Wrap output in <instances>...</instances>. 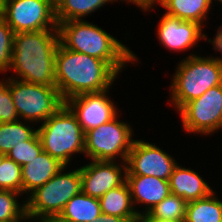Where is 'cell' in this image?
Segmentation results:
<instances>
[{"instance_id":"6da1fadb","label":"cell","mask_w":222,"mask_h":222,"mask_svg":"<svg viewBox=\"0 0 222 222\" xmlns=\"http://www.w3.org/2000/svg\"><path fill=\"white\" fill-rule=\"evenodd\" d=\"M117 76L104 60L69 50L59 43L55 54V83L64 102L84 93L109 90Z\"/></svg>"},{"instance_id":"7a4b0ae2","label":"cell","mask_w":222,"mask_h":222,"mask_svg":"<svg viewBox=\"0 0 222 222\" xmlns=\"http://www.w3.org/2000/svg\"><path fill=\"white\" fill-rule=\"evenodd\" d=\"M60 43L58 30L14 33L12 61L17 79L56 86L55 54Z\"/></svg>"},{"instance_id":"3957f363","label":"cell","mask_w":222,"mask_h":222,"mask_svg":"<svg viewBox=\"0 0 222 222\" xmlns=\"http://www.w3.org/2000/svg\"><path fill=\"white\" fill-rule=\"evenodd\" d=\"M60 43L67 49L104 60L118 74L137 56L112 35L85 20H70L58 24ZM133 61V62H132Z\"/></svg>"},{"instance_id":"277c9868","label":"cell","mask_w":222,"mask_h":222,"mask_svg":"<svg viewBox=\"0 0 222 222\" xmlns=\"http://www.w3.org/2000/svg\"><path fill=\"white\" fill-rule=\"evenodd\" d=\"M176 69L170 86V100L178 111L210 88L222 84V62L213 56L190 54Z\"/></svg>"},{"instance_id":"5b68a950","label":"cell","mask_w":222,"mask_h":222,"mask_svg":"<svg viewBox=\"0 0 222 222\" xmlns=\"http://www.w3.org/2000/svg\"><path fill=\"white\" fill-rule=\"evenodd\" d=\"M37 134L43 151L66 167L72 154H84L85 133L65 103L38 127Z\"/></svg>"},{"instance_id":"8992f818","label":"cell","mask_w":222,"mask_h":222,"mask_svg":"<svg viewBox=\"0 0 222 222\" xmlns=\"http://www.w3.org/2000/svg\"><path fill=\"white\" fill-rule=\"evenodd\" d=\"M66 166L43 186L36 188L25 200L26 215L32 218L56 219L67 202L81 189L80 167L62 173Z\"/></svg>"},{"instance_id":"52a82bcc","label":"cell","mask_w":222,"mask_h":222,"mask_svg":"<svg viewBox=\"0 0 222 222\" xmlns=\"http://www.w3.org/2000/svg\"><path fill=\"white\" fill-rule=\"evenodd\" d=\"M9 89L18 117L23 118V121L42 123L64 104L56 86L29 83L10 77Z\"/></svg>"},{"instance_id":"ba28073f","label":"cell","mask_w":222,"mask_h":222,"mask_svg":"<svg viewBox=\"0 0 222 222\" xmlns=\"http://www.w3.org/2000/svg\"><path fill=\"white\" fill-rule=\"evenodd\" d=\"M117 117L85 133L84 155L96 161H115L120 157L126 162L135 140L130 125Z\"/></svg>"},{"instance_id":"9c48e42d","label":"cell","mask_w":222,"mask_h":222,"mask_svg":"<svg viewBox=\"0 0 222 222\" xmlns=\"http://www.w3.org/2000/svg\"><path fill=\"white\" fill-rule=\"evenodd\" d=\"M1 15L14 33L58 30L55 0H4Z\"/></svg>"},{"instance_id":"30bf717a","label":"cell","mask_w":222,"mask_h":222,"mask_svg":"<svg viewBox=\"0 0 222 222\" xmlns=\"http://www.w3.org/2000/svg\"><path fill=\"white\" fill-rule=\"evenodd\" d=\"M177 112L188 133L209 135L218 131L222 128V84L210 88Z\"/></svg>"},{"instance_id":"8fae6325","label":"cell","mask_w":222,"mask_h":222,"mask_svg":"<svg viewBox=\"0 0 222 222\" xmlns=\"http://www.w3.org/2000/svg\"><path fill=\"white\" fill-rule=\"evenodd\" d=\"M155 144L135 140L126 159V175L155 176L168 180L178 164Z\"/></svg>"},{"instance_id":"7c38bea8","label":"cell","mask_w":222,"mask_h":222,"mask_svg":"<svg viewBox=\"0 0 222 222\" xmlns=\"http://www.w3.org/2000/svg\"><path fill=\"white\" fill-rule=\"evenodd\" d=\"M108 90L97 93H84L74 96L64 103L75 114L84 133L111 121L118 110L107 96Z\"/></svg>"},{"instance_id":"4fadbf2b","label":"cell","mask_w":222,"mask_h":222,"mask_svg":"<svg viewBox=\"0 0 222 222\" xmlns=\"http://www.w3.org/2000/svg\"><path fill=\"white\" fill-rule=\"evenodd\" d=\"M80 173L82 192L99 199L126 181V162L119 165L116 161L91 160L80 168Z\"/></svg>"},{"instance_id":"5bb4252c","label":"cell","mask_w":222,"mask_h":222,"mask_svg":"<svg viewBox=\"0 0 222 222\" xmlns=\"http://www.w3.org/2000/svg\"><path fill=\"white\" fill-rule=\"evenodd\" d=\"M157 34L158 40L165 48L177 52L189 50L200 39H207L199 23L181 20L167 14L161 17Z\"/></svg>"},{"instance_id":"9a60e30c","label":"cell","mask_w":222,"mask_h":222,"mask_svg":"<svg viewBox=\"0 0 222 222\" xmlns=\"http://www.w3.org/2000/svg\"><path fill=\"white\" fill-rule=\"evenodd\" d=\"M126 183L130 189L134 209L138 203L146 204L141 216L147 214L170 194L169 181L155 176L126 175Z\"/></svg>"},{"instance_id":"2e32d148","label":"cell","mask_w":222,"mask_h":222,"mask_svg":"<svg viewBox=\"0 0 222 222\" xmlns=\"http://www.w3.org/2000/svg\"><path fill=\"white\" fill-rule=\"evenodd\" d=\"M64 165L50 154L42 151L29 163L21 167L22 174V194L33 192L36 188L43 186L54 175H56Z\"/></svg>"},{"instance_id":"e0dca14e","label":"cell","mask_w":222,"mask_h":222,"mask_svg":"<svg viewBox=\"0 0 222 222\" xmlns=\"http://www.w3.org/2000/svg\"><path fill=\"white\" fill-rule=\"evenodd\" d=\"M170 193L186 202L198 200L213 192L196 171L176 165L169 179Z\"/></svg>"},{"instance_id":"ac0fdd59","label":"cell","mask_w":222,"mask_h":222,"mask_svg":"<svg viewBox=\"0 0 222 222\" xmlns=\"http://www.w3.org/2000/svg\"><path fill=\"white\" fill-rule=\"evenodd\" d=\"M101 214L99 199L81 191L67 202L56 222H94Z\"/></svg>"},{"instance_id":"d6986e66","label":"cell","mask_w":222,"mask_h":222,"mask_svg":"<svg viewBox=\"0 0 222 222\" xmlns=\"http://www.w3.org/2000/svg\"><path fill=\"white\" fill-rule=\"evenodd\" d=\"M101 212L122 218H137L141 212L134 209L126 181L99 198Z\"/></svg>"},{"instance_id":"ffe728a7","label":"cell","mask_w":222,"mask_h":222,"mask_svg":"<svg viewBox=\"0 0 222 222\" xmlns=\"http://www.w3.org/2000/svg\"><path fill=\"white\" fill-rule=\"evenodd\" d=\"M211 0H161L160 6L165 8V14L185 21L202 25L210 11Z\"/></svg>"},{"instance_id":"44dd1931","label":"cell","mask_w":222,"mask_h":222,"mask_svg":"<svg viewBox=\"0 0 222 222\" xmlns=\"http://www.w3.org/2000/svg\"><path fill=\"white\" fill-rule=\"evenodd\" d=\"M184 222H222V201L214 191L208 196L187 202Z\"/></svg>"},{"instance_id":"7402d4cb","label":"cell","mask_w":222,"mask_h":222,"mask_svg":"<svg viewBox=\"0 0 222 222\" xmlns=\"http://www.w3.org/2000/svg\"><path fill=\"white\" fill-rule=\"evenodd\" d=\"M116 0H55L57 24L70 20H82L83 17L100 9L108 2Z\"/></svg>"},{"instance_id":"603a6c76","label":"cell","mask_w":222,"mask_h":222,"mask_svg":"<svg viewBox=\"0 0 222 222\" xmlns=\"http://www.w3.org/2000/svg\"><path fill=\"white\" fill-rule=\"evenodd\" d=\"M25 123L20 120L0 123V153L7 154L14 146L30 140L37 133V128Z\"/></svg>"},{"instance_id":"cb8c5ba5","label":"cell","mask_w":222,"mask_h":222,"mask_svg":"<svg viewBox=\"0 0 222 222\" xmlns=\"http://www.w3.org/2000/svg\"><path fill=\"white\" fill-rule=\"evenodd\" d=\"M186 206L187 202L182 197L170 193L143 217L145 219L185 221Z\"/></svg>"},{"instance_id":"d4e9b609","label":"cell","mask_w":222,"mask_h":222,"mask_svg":"<svg viewBox=\"0 0 222 222\" xmlns=\"http://www.w3.org/2000/svg\"><path fill=\"white\" fill-rule=\"evenodd\" d=\"M20 193L10 190H0V222L30 220L26 215L25 201L20 205L16 198Z\"/></svg>"},{"instance_id":"484cf974","label":"cell","mask_w":222,"mask_h":222,"mask_svg":"<svg viewBox=\"0 0 222 222\" xmlns=\"http://www.w3.org/2000/svg\"><path fill=\"white\" fill-rule=\"evenodd\" d=\"M0 190L22 194L21 166L7 156L0 164Z\"/></svg>"},{"instance_id":"4316f807","label":"cell","mask_w":222,"mask_h":222,"mask_svg":"<svg viewBox=\"0 0 222 222\" xmlns=\"http://www.w3.org/2000/svg\"><path fill=\"white\" fill-rule=\"evenodd\" d=\"M43 151L41 141L36 133L30 140L14 146L6 156L15 161L21 167Z\"/></svg>"},{"instance_id":"83f0119b","label":"cell","mask_w":222,"mask_h":222,"mask_svg":"<svg viewBox=\"0 0 222 222\" xmlns=\"http://www.w3.org/2000/svg\"><path fill=\"white\" fill-rule=\"evenodd\" d=\"M14 32L0 15V72L9 70L12 61Z\"/></svg>"},{"instance_id":"f1b7e54d","label":"cell","mask_w":222,"mask_h":222,"mask_svg":"<svg viewBox=\"0 0 222 222\" xmlns=\"http://www.w3.org/2000/svg\"><path fill=\"white\" fill-rule=\"evenodd\" d=\"M19 120L9 89V79L0 81V123Z\"/></svg>"},{"instance_id":"f546056e","label":"cell","mask_w":222,"mask_h":222,"mask_svg":"<svg viewBox=\"0 0 222 222\" xmlns=\"http://www.w3.org/2000/svg\"><path fill=\"white\" fill-rule=\"evenodd\" d=\"M118 1V0H116ZM121 1V0H119ZM122 1H127L131 2L132 4H135L136 6L140 7L141 9L149 11L150 8H152L156 3L157 5H160L161 0H122Z\"/></svg>"},{"instance_id":"4dcf8cb0","label":"cell","mask_w":222,"mask_h":222,"mask_svg":"<svg viewBox=\"0 0 222 222\" xmlns=\"http://www.w3.org/2000/svg\"><path fill=\"white\" fill-rule=\"evenodd\" d=\"M136 218H122L102 213L94 222H132Z\"/></svg>"},{"instance_id":"1f68e13d","label":"cell","mask_w":222,"mask_h":222,"mask_svg":"<svg viewBox=\"0 0 222 222\" xmlns=\"http://www.w3.org/2000/svg\"><path fill=\"white\" fill-rule=\"evenodd\" d=\"M208 42L213 44L214 50L220 51L222 53V27H219V30L217 31V35H215L214 40L208 39ZM219 61L222 62V57L218 58Z\"/></svg>"},{"instance_id":"d6a6232c","label":"cell","mask_w":222,"mask_h":222,"mask_svg":"<svg viewBox=\"0 0 222 222\" xmlns=\"http://www.w3.org/2000/svg\"><path fill=\"white\" fill-rule=\"evenodd\" d=\"M29 219H31L32 221L33 220H36V221H33V222H56V219H46V218H38V221H37V218H32V217H29ZM40 220V221H39Z\"/></svg>"},{"instance_id":"836d02e7","label":"cell","mask_w":222,"mask_h":222,"mask_svg":"<svg viewBox=\"0 0 222 222\" xmlns=\"http://www.w3.org/2000/svg\"><path fill=\"white\" fill-rule=\"evenodd\" d=\"M148 222H184V221H166V220H157V219H146Z\"/></svg>"},{"instance_id":"e575fe53","label":"cell","mask_w":222,"mask_h":222,"mask_svg":"<svg viewBox=\"0 0 222 222\" xmlns=\"http://www.w3.org/2000/svg\"><path fill=\"white\" fill-rule=\"evenodd\" d=\"M132 222H148L143 216H138L135 220Z\"/></svg>"},{"instance_id":"d590c367","label":"cell","mask_w":222,"mask_h":222,"mask_svg":"<svg viewBox=\"0 0 222 222\" xmlns=\"http://www.w3.org/2000/svg\"><path fill=\"white\" fill-rule=\"evenodd\" d=\"M3 4H4V0H0V15L2 14V11H3Z\"/></svg>"},{"instance_id":"8d00e7d4","label":"cell","mask_w":222,"mask_h":222,"mask_svg":"<svg viewBox=\"0 0 222 222\" xmlns=\"http://www.w3.org/2000/svg\"><path fill=\"white\" fill-rule=\"evenodd\" d=\"M5 157H6V154L0 153V164L2 163Z\"/></svg>"},{"instance_id":"74e56055","label":"cell","mask_w":222,"mask_h":222,"mask_svg":"<svg viewBox=\"0 0 222 222\" xmlns=\"http://www.w3.org/2000/svg\"><path fill=\"white\" fill-rule=\"evenodd\" d=\"M11 222H22V220H16V221H11Z\"/></svg>"}]
</instances>
